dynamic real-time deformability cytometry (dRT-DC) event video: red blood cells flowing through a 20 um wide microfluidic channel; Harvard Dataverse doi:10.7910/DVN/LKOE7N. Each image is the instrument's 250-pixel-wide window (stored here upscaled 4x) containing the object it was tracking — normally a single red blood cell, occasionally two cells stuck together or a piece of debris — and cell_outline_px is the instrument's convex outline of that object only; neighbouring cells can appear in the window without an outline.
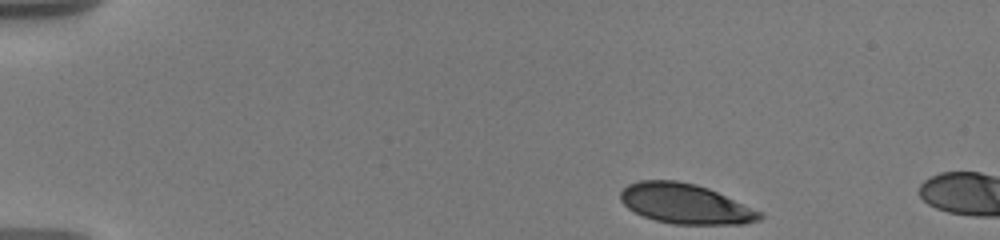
{"species": "human", "species_latin": "Homo sapiens", "temperature_condition": "warm", "stored_images_in_passage": 6, "camera_frame_rate_fps": 3000, "um_per_image_px": 0.085, "donor": {"sex": "male"}, "frame": {"image": 1, "passage_image": 1, "time_ms": 0.0, "image_size_px": [1000, 240], "cell_outline_px": [[764, 216], [760, 220], [744, 224], [672, 224], [656, 220], [644, 216], [628, 208], [620, 200], [620, 192], [628, 184], [640, 180], [676, 180], [696, 184], [708, 188], [764, 212]], "centroid_in_image_um": [58.29, 17.32], "position_along_channel_um": 26.7, "area_um2": 32.54}}